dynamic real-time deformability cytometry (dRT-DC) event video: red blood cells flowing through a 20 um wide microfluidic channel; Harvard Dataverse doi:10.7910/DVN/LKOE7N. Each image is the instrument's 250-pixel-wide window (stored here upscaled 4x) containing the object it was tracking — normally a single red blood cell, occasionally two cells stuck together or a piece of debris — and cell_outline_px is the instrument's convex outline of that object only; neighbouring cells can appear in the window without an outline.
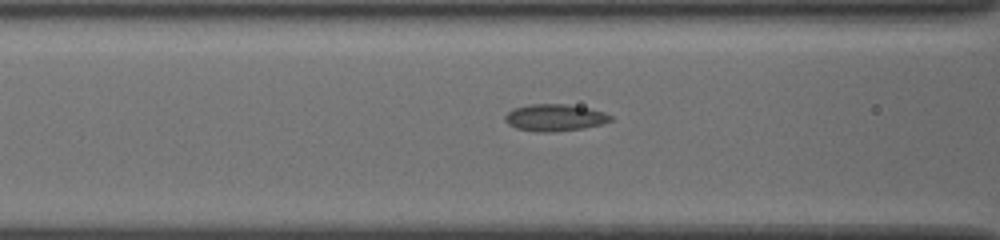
{"species": "common noctule bat (a hibernating species)", "species_latin": "Nyctalus noctula", "temperature_condition": "cold", "stored_images_in_passage": 40, "camera_frame_rate_fps": 3000, "um_per_image_px": 0.085, "animal": {"sex": "female", "body_mass_g": 19.5, "forearm_length_mm": 54.1}, "frame": {"image": 1, "passage_image": 16, "time_ms": 5.0, "image_size_px": [1000, 240], "cell_outline_px": [[612, 120], [600, 124], [584, 128], [552, 132], [536, 132], [516, 128], [508, 124], [504, 120], [504, 116], [512, 108], [528, 104], [568, 104], [588, 108], [604, 112], [612, 116]], "centroid_in_image_um": [47.11, 9.99], "position_along_channel_um": 119.5, "area_um2": 16.65}}
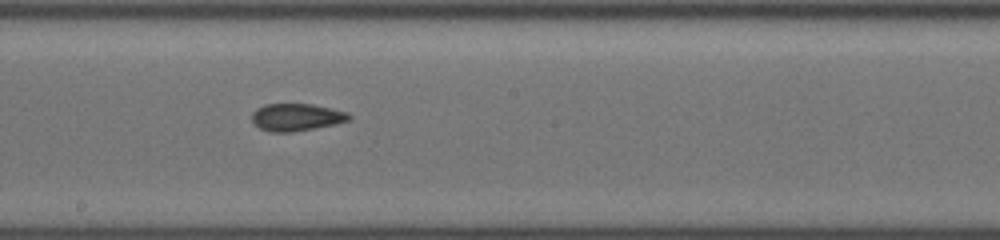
{"frame": {"image": 2, "passage_image": 24, "time_ms": 7.667, "image_size_px": [1000, 240], "cell_outline_px": [[352, 116], [348, 120], [336, 124], [292, 132], [272, 132], [260, 128], [252, 120], [252, 112], [256, 108], [264, 104], [312, 104], [348, 112]], "centroid_in_image_um": [25.19, 9.95], "position_along_channel_um": 223.0, "area_um2": 15.43}}
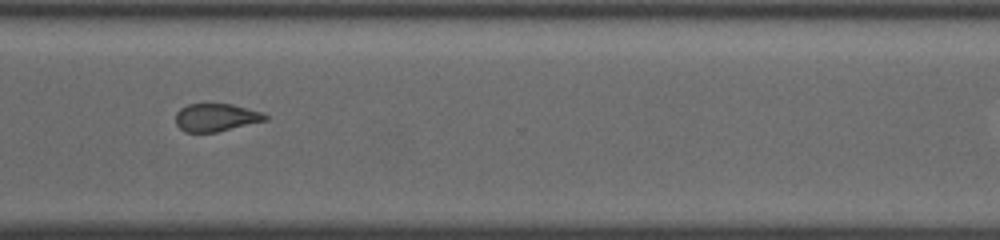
{"frame": {"image": 3, "passage_image": 34, "time_ms": 11.0, "image_size_px": [1000, 240], "cell_outline_px": [[268, 120], [216, 132], [184, 132], [176, 124], [176, 112], [180, 108], [188, 104], [232, 104], [264, 112], [268, 116]], "centroid_in_image_um": [18.38, 9.98], "position_along_channel_um": 352.2, "area_um2": 14.62}}